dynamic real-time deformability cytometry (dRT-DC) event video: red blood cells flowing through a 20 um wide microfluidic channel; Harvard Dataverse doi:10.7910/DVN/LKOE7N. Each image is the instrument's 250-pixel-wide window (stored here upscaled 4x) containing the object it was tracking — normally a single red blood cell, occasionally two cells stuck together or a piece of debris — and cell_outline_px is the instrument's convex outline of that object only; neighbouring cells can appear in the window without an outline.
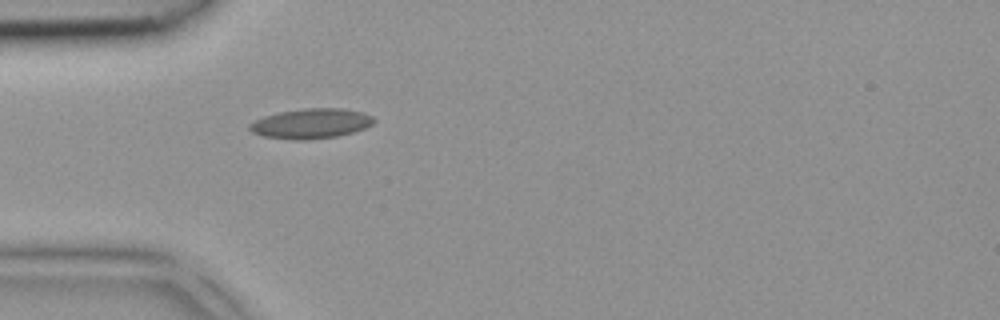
{"species": "common noctule bat (a hibernating species)", "species_latin": "Nyctalus noctula", "temperature_condition": "room temperature", "stored_images_in_passage": 5, "camera_frame_rate_fps": 3000, "um_per_image_px": 0.085, "animal": {"sex": "female", "body_mass_g": 18.4}, "frame": {"image": 1, "passage_image": 5, "time_ms": 1.333, "image_size_px": [1000, 320], "cell_outline_px": [[376, 120], [372, 124], [364, 128], [352, 132], [336, 136], [308, 140], [292, 140], [264, 136], [252, 132], [248, 128], [248, 124], [264, 116], [280, 112], [304, 108], [344, 108], [364, 112], [372, 116]], "centroid_in_image_um": [26.44, 10.49], "position_along_channel_um": 58.6, "area_um2": 21.73}}